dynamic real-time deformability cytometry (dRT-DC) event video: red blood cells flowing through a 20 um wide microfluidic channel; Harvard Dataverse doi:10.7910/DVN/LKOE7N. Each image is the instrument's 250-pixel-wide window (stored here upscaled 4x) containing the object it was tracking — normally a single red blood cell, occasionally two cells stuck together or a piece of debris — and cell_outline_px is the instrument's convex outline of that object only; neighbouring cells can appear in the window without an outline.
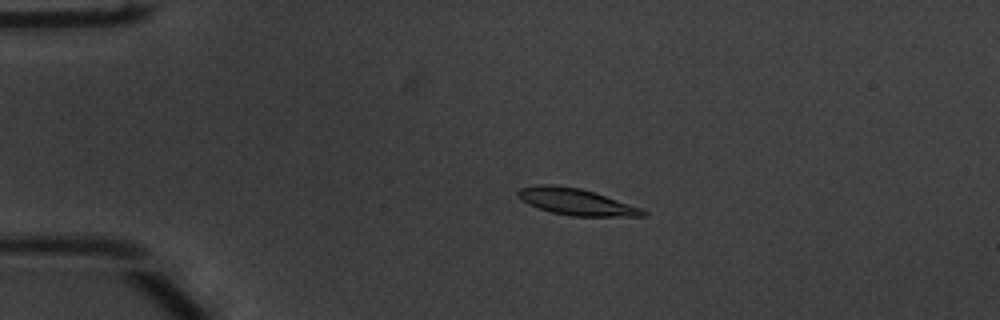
{"species": "common noctule bat (a hibernating species)", "species_latin": "Nyctalus noctula", "temperature_condition": "warm", "stored_images_in_passage": 54, "camera_frame_rate_fps": 3000, "um_per_image_px": 0.085, "animal": {"sex": "male", "body_mass_g": 20.1, "forearm_length_mm": 53.5}, "frame": {"image": 1, "passage_image": 12, "time_ms": 3.667, "image_size_px": [1000, 320], "cell_outline_px": [[648, 216], [572, 216], [552, 212], [528, 204], [520, 200], [516, 192], [520, 188], [536, 184], [552, 184], [580, 188], [640, 208], [648, 212]], "centroid_in_image_um": [48.91, 17.14], "position_along_channel_um": 36.1, "area_um2": 19.07}}
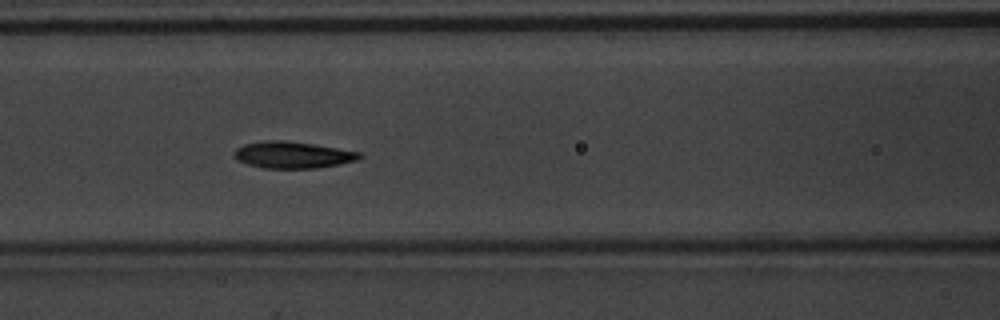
{"frame": {"image": 2, "passage_image": 24, "time_ms": 7.667, "image_size_px": [1000, 320], "cell_outline_px": [[364, 156], [360, 160], [340, 164], [316, 168], [264, 168], [248, 164], [236, 160], [232, 156], [232, 152], [236, 148], [244, 144], [268, 140], [284, 140], [312, 144], [360, 152]], "centroid_in_image_um": [24.86, 13.17], "position_along_channel_um": 141.7, "area_um2": 19.59}}
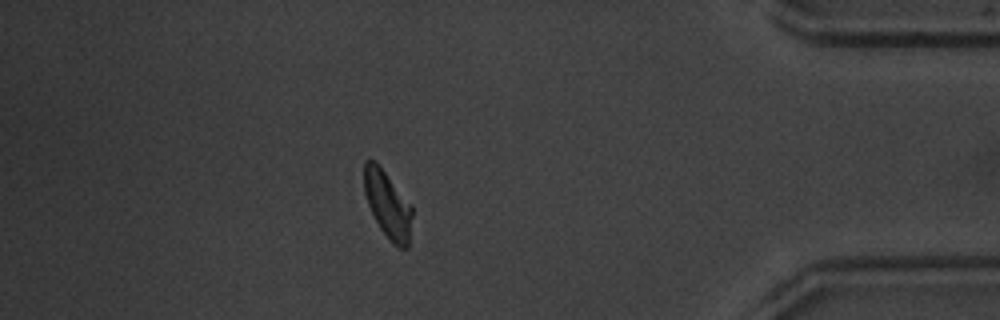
{"frame": {"image": 3, "passage_image": 48, "time_ms": 15.667, "image_size_px": [1000, 320], "cell_outline_px": [[412, 216], [408, 248], [400, 248], [392, 244], [380, 228], [368, 204], [364, 192], [364, 160], [376, 160], [412, 204]], "centroid_in_image_um": [32.96, 17.37], "position_along_channel_um": 402.2, "area_um2": 18.96}, "authors_computed_cell_mechanics": {"area_um2": 19.074, "velocity_mm_per_s": 3.7237, "shape_relaxation_time_tau1_ms": 2.6116, "shape_relaxation_time_tau2_ms": 2.6057, "deformation_change_tau1": 0.1279, "deformation_change_tau2": 0.0767}}